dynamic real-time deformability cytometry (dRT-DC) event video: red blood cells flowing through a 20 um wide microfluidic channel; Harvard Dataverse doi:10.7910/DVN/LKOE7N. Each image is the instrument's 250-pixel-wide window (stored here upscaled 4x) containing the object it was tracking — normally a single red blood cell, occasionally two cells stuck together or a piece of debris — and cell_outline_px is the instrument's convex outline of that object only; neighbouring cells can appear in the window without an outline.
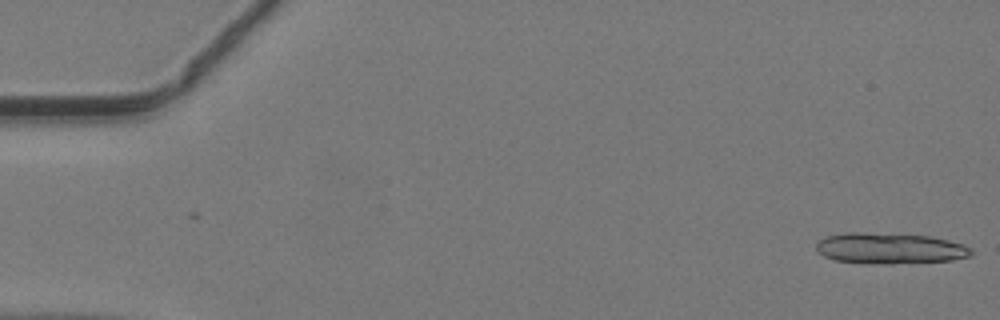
{"species": "common noctule bat (a hibernating species)", "species_latin": "Nyctalus noctula", "temperature_condition": "warm", "stored_images_in_passage": 13, "camera_frame_rate_fps": 3000, "um_per_image_px": 0.085, "animal": {"sex": "male", "body_mass_g": 19.2, "forearm_length_mm": 51.8}, "frame": {"image": 1, "passage_image": 1, "time_ms": 0.0, "image_size_px": [1000, 320], "cell_outline_px": [[972, 256], [952, 260], [892, 264], [872, 264], [832, 260], [824, 256], [816, 248], [816, 244], [824, 236], [844, 232], [860, 232], [932, 236], [964, 244], [972, 248]], "centroid_in_image_um": [75.64, 21.11], "position_along_channel_um": 9.4, "area_um2": 28.26}}